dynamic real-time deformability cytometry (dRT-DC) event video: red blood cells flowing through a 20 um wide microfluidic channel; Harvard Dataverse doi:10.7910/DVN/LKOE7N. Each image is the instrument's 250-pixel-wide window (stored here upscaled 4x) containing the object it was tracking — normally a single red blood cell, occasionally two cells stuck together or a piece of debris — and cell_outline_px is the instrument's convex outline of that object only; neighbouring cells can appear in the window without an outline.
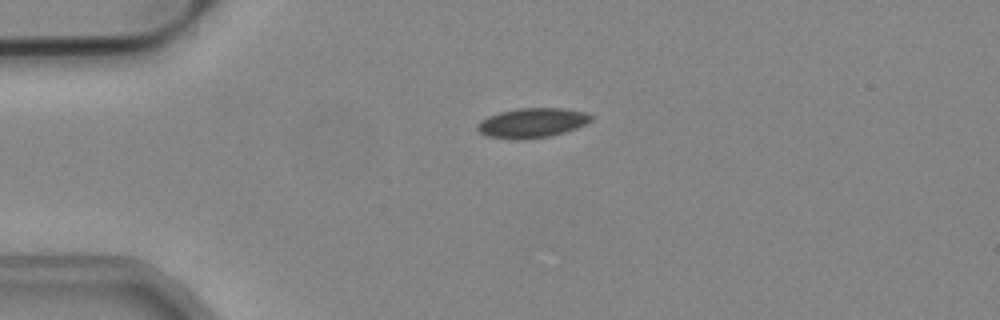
{"species": "common noctule bat (a hibernating species)", "species_latin": "Nyctalus noctula", "temperature_condition": "cold", "stored_images_in_passage": 42, "camera_frame_rate_fps": 3000, "um_per_image_px": 0.085, "animal": {"sex": "male", "body_mass_g": 19.2, "forearm_length_mm": 51.8}, "frame": {"image": 1, "passage_image": 1, "time_ms": 0.0, "image_size_px": [1000, 320], "cell_outline_px": [[592, 120], [576, 128], [564, 132], [548, 136], [516, 140], [484, 136], [476, 128], [476, 124], [480, 120], [488, 116], [500, 112], [516, 108], [560, 108], [584, 112], [592, 116]], "centroid_in_image_um": [45.16, 10.44], "position_along_channel_um": 39.8, "area_um2": 19.59}}
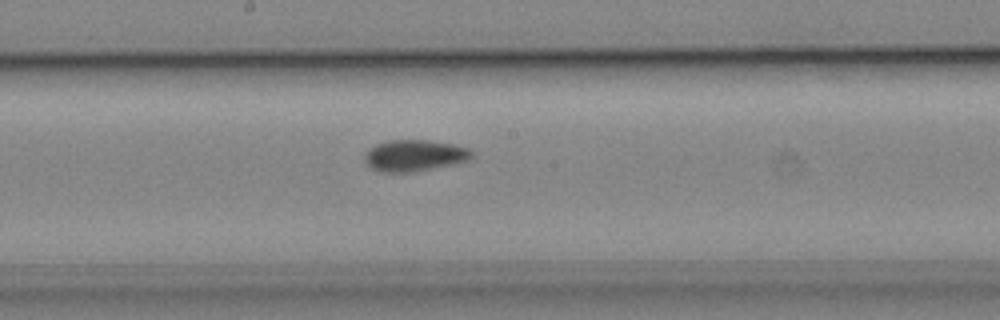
{"frame": {"image": 2, "passage_image": 17, "time_ms": 5.333, "image_size_px": [1000, 320], "cell_outline_px": [[476, 156], [468, 160], [452, 164], [412, 172], [380, 172], [364, 164], [364, 152], [368, 148], [376, 144], [388, 140], [428, 140], [456, 144], [472, 148]], "centroid_in_image_um": [35.24, 13.2], "position_along_channel_um": 213.0, "area_um2": 20.06}}
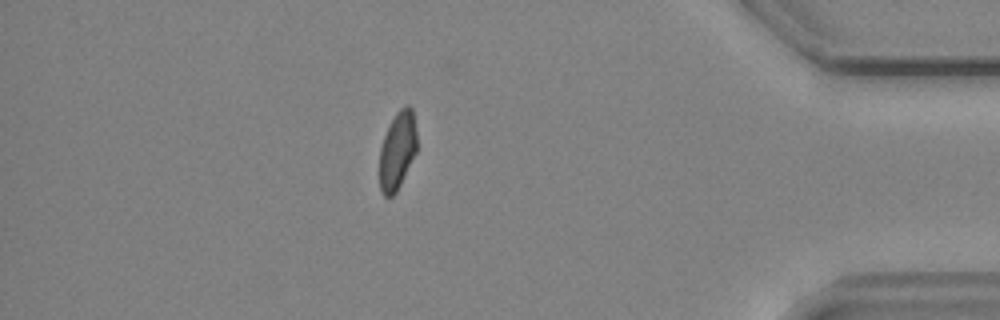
{"frame": {"image": 3, "passage_image": 35, "time_ms": 11.333, "image_size_px": [1000, 320], "cell_outline_px": [[416, 152], [396, 192], [392, 196], [384, 196], [380, 192], [380, 148], [384, 136], [396, 112], [400, 108], [408, 104], [412, 108], [416, 132]], "centroid_in_image_um": [33.77, 12.79], "position_along_channel_um": 401.4, "area_um2": 16.7}}